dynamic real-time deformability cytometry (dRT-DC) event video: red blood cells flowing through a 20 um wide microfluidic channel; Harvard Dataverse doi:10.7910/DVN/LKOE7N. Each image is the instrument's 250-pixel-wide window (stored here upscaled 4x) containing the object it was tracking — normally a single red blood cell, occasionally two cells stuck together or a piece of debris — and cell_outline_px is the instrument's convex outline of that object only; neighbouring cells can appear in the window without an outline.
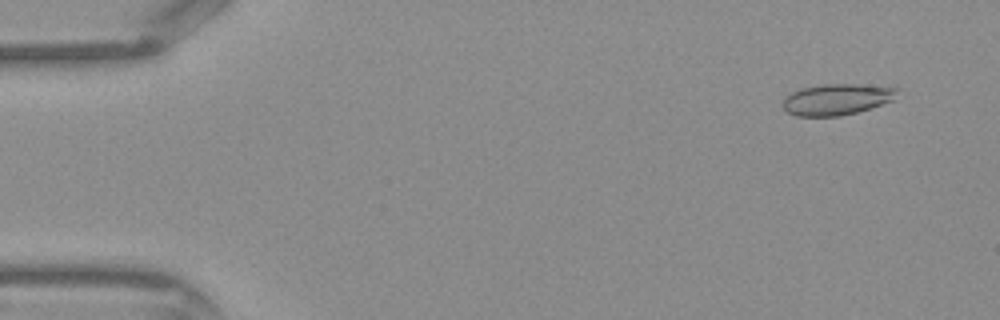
{"species": "Egyptian fruit bat (a non-hibernating species)", "species_latin": "Rousettus aegyptiacus", "temperature_condition": "warm", "stored_images_in_passage": 43, "camera_frame_rate_fps": 3000, "um_per_image_px": 0.085, "frame": {"image": 1, "passage_image": 3, "time_ms": 0.667, "image_size_px": [1000, 320], "cell_outline_px": [[900, 88], [896, 100], [872, 108], [840, 116], [796, 116], [788, 112], [780, 104], [792, 92], [800, 88], [820, 84], [860, 84]], "centroid_in_image_um": [71.18, 8.44], "position_along_channel_um": 13.8, "area_um2": 21.1}}
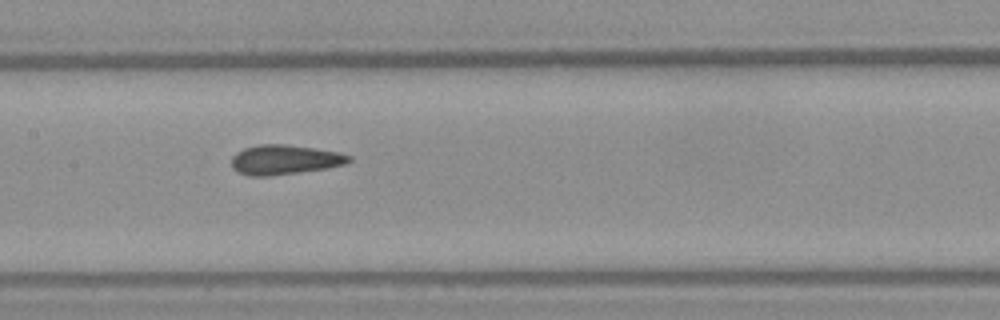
{"frame": {"image": 2, "passage_image": 21, "time_ms": 6.667, "image_size_px": [1000, 320], "cell_outline_px": [[352, 160], [344, 164], [324, 168], [300, 172], [268, 176], [248, 176], [232, 168], [232, 156], [236, 152], [244, 148], [260, 144], [284, 144], [340, 152], [352, 156]], "centroid_in_image_um": [24.18, 13.57], "position_along_channel_um": 183.2, "area_um2": 20.17}}
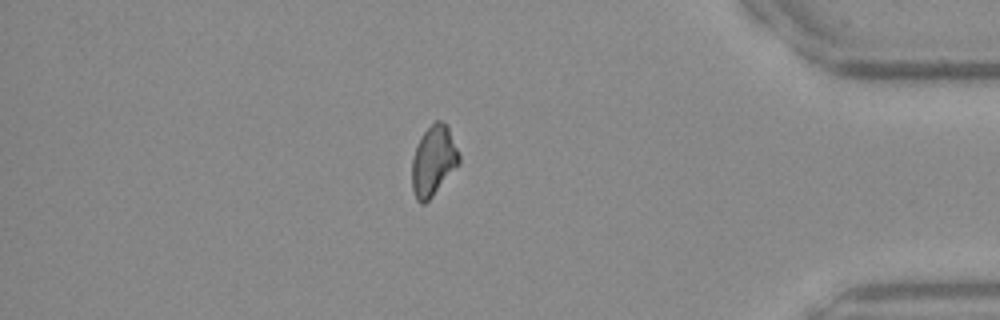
{"frame": {"image": 3, "passage_image": 37, "time_ms": 12.0, "image_size_px": [1000, 320], "cell_outline_px": [[460, 164], [432, 196], [424, 204], [420, 204], [416, 200], [412, 188], [412, 160], [420, 136], [436, 120], [440, 120], [448, 124], [460, 156]], "centroid_in_image_um": [36.86, 13.66], "position_along_channel_um": 398.3, "area_um2": 19.31}}